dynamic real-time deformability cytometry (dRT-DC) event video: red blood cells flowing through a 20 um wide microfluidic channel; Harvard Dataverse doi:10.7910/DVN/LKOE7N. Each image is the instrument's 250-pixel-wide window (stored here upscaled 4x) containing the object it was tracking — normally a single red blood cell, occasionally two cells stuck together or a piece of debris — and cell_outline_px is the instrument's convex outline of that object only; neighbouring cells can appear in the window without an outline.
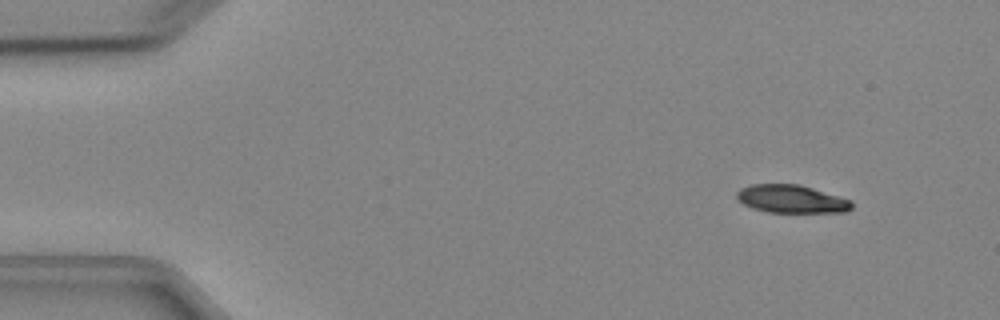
{"species": "Egyptian fruit bat (a non-hibernating species)", "species_latin": "Rousettus aegyptiacus", "temperature_condition": "cold", "stored_images_in_passage": 2, "camera_frame_rate_fps": 3000, "um_per_image_px": 0.085, "animal": {"sex": "female"}, "frame": {"image": 1, "passage_image": 2, "time_ms": 2.0, "image_size_px": [1000, 320], "cell_outline_px": [[852, 208], [844, 212], [768, 212], [752, 208], [744, 204], [736, 196], [736, 192], [740, 188], [752, 184], [800, 184], [852, 200]], "centroid_in_image_um": [67.27, 16.91], "position_along_channel_um": 17.7, "area_um2": 18.73}}